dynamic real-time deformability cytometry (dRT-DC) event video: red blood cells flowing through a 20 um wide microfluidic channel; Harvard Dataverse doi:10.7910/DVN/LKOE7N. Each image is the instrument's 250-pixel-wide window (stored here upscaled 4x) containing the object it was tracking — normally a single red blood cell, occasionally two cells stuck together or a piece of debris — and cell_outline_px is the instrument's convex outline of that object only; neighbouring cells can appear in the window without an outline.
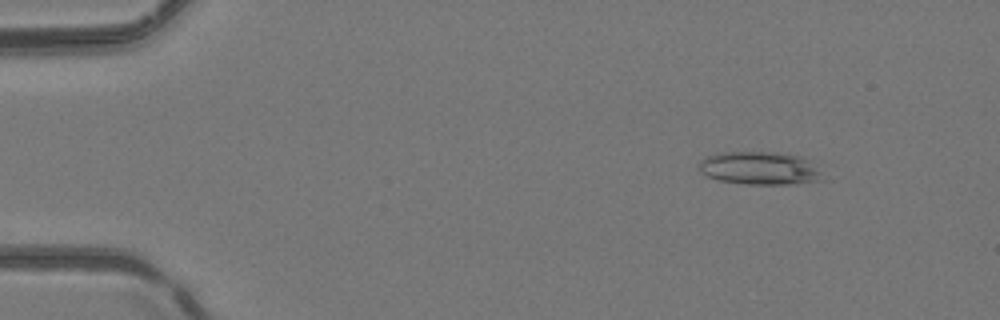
{"species": "common noctule bat (a hibernating species)", "species_latin": "Nyctalus noctula", "temperature_condition": "room temperature", "stored_images_in_passage": 18, "camera_frame_rate_fps": 3000, "um_per_image_px": 0.085, "animal": {"sex": "female", "body_mass_g": 24.6, "forearm_length_mm": 56.2}, "frame": {"image": 1, "passage_image": 7, "time_ms": 2.0, "image_size_px": [1000, 320], "cell_outline_px": [[824, 180], [788, 184], [748, 184], [720, 180], [708, 176], [700, 168], [700, 160], [708, 156], [720, 152], [776, 152], [800, 156], [808, 160], [820, 172]], "centroid_in_image_um": [64.59, 14.29], "position_along_channel_um": 20.4, "area_um2": 23.41}}
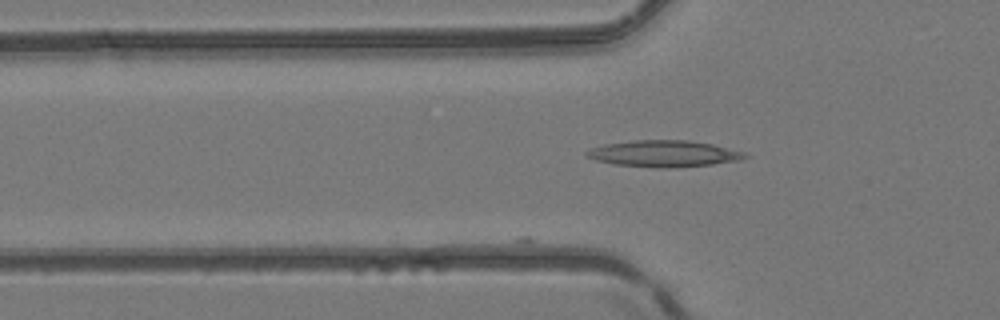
{"frame": {"image": 2, "passage_image": 18, "time_ms": 5.667, "image_size_px": [1000, 320], "cell_outline_px": [[748, 156], [740, 160], [712, 164], [656, 168], [612, 164], [596, 160], [588, 156], [584, 152], [592, 148], [604, 144], [632, 140], [688, 140], [712, 144], [744, 152]], "centroid_in_image_um": [56.4, 13.05], "position_along_channel_um": 69.4, "area_um2": 24.16}}